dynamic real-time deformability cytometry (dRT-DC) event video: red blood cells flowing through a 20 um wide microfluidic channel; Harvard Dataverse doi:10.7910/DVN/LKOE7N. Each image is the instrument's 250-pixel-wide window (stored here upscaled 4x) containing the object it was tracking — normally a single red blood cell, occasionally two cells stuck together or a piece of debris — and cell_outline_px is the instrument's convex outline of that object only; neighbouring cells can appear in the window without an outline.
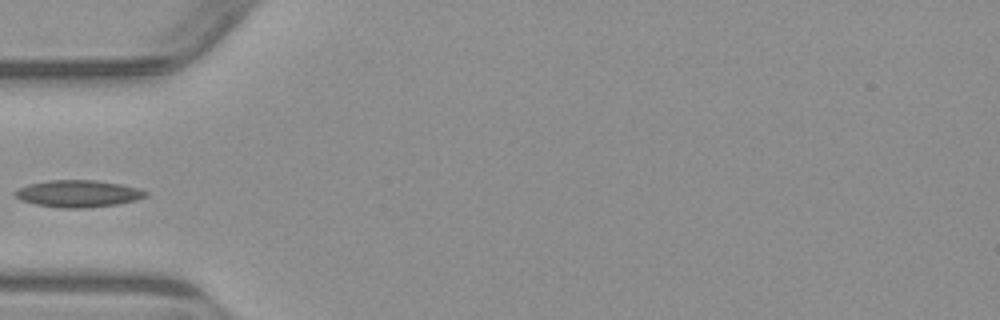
{"species": "common noctule bat (a hibernating species)", "species_latin": "Nyctalus noctula", "temperature_condition": "warm", "stored_images_in_passage": 5, "camera_frame_rate_fps": 3000, "um_per_image_px": 0.085, "animal": {"sex": "male", "body_mass_g": 23.1, "forearm_length_mm": 52.7}, "frame": {"image": 1, "passage_image": 5, "time_ms": 5.333, "image_size_px": [1000, 320], "cell_outline_px": [[148, 196], [136, 200], [116, 204], [88, 208], [64, 208], [36, 204], [20, 200], [12, 192], [28, 184], [48, 180], [96, 180], [120, 184], [140, 188], [148, 192]], "centroid_in_image_um": [6.66, 16.45], "position_along_channel_um": 78.3, "area_um2": 20.58}}